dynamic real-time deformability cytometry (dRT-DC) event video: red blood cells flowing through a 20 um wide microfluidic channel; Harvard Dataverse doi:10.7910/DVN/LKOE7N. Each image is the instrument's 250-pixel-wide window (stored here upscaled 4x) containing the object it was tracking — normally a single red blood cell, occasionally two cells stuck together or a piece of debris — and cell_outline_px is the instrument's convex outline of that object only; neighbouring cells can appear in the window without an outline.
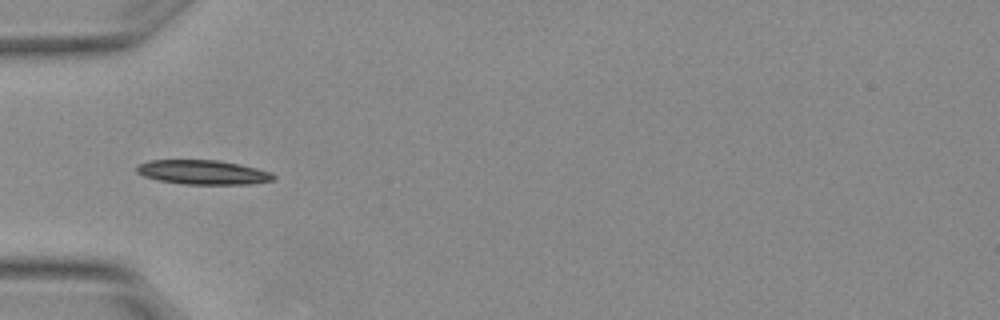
{"species": "Egyptian fruit bat (a non-hibernating species)", "species_latin": "Rousettus aegyptiacus", "temperature_condition": "warm", "stored_images_in_passage": 6, "camera_frame_rate_fps": 3000, "um_per_image_px": 0.085, "animal": {"sex": "female"}, "frame": {"image": 1, "passage_image": 4, "time_ms": 1.0, "image_size_px": [1000, 320], "cell_outline_px": [[276, 176], [272, 180], [248, 184], [184, 184], [156, 180], [144, 176], [136, 172], [136, 168], [140, 164], [148, 160], [216, 160], [240, 164], [272, 172]], "centroid_in_image_um": [17.24, 14.64], "position_along_channel_um": 67.8, "area_um2": 19.36}}
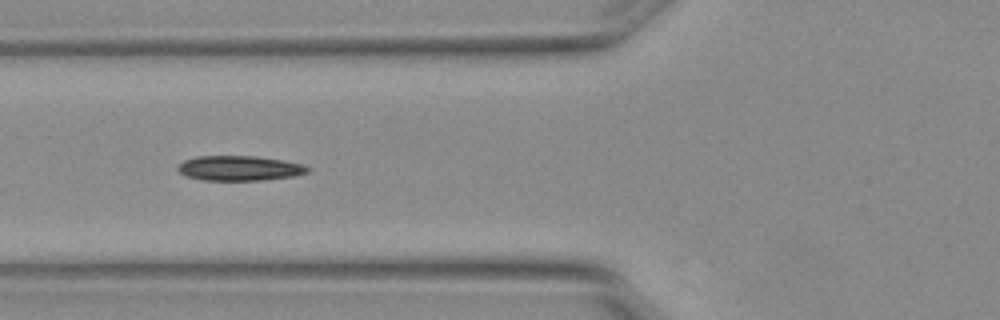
{"frame": {"image": 2, "passage_image": 5, "time_ms": 1.333, "image_size_px": [1000, 320], "cell_outline_px": [[308, 172], [292, 176], [260, 180], [204, 180], [188, 176], [180, 172], [176, 168], [184, 160], [196, 156], [256, 156], [284, 160], [304, 164], [308, 168]], "centroid_in_image_um": [20.35, 14.28], "position_along_channel_um": 105.5, "area_um2": 18.67}}
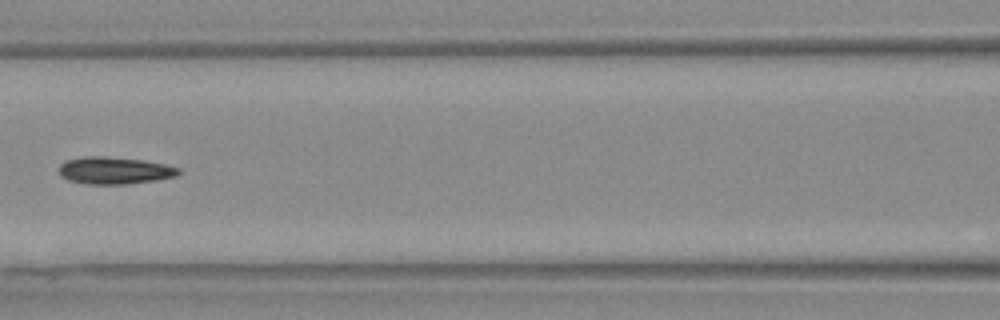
{"frame": {"image": 3, "passage_image": 6, "time_ms": 1.667, "image_size_px": [1000, 320], "cell_outline_px": [[180, 172], [176, 176], [156, 180], [128, 184], [84, 184], [68, 180], [60, 176], [60, 164], [64, 160], [80, 156], [104, 156], [144, 160], [164, 164], [180, 168]], "centroid_in_image_um": [9.7, 14.49], "position_along_channel_um": 156.9, "area_um2": 19.13}}